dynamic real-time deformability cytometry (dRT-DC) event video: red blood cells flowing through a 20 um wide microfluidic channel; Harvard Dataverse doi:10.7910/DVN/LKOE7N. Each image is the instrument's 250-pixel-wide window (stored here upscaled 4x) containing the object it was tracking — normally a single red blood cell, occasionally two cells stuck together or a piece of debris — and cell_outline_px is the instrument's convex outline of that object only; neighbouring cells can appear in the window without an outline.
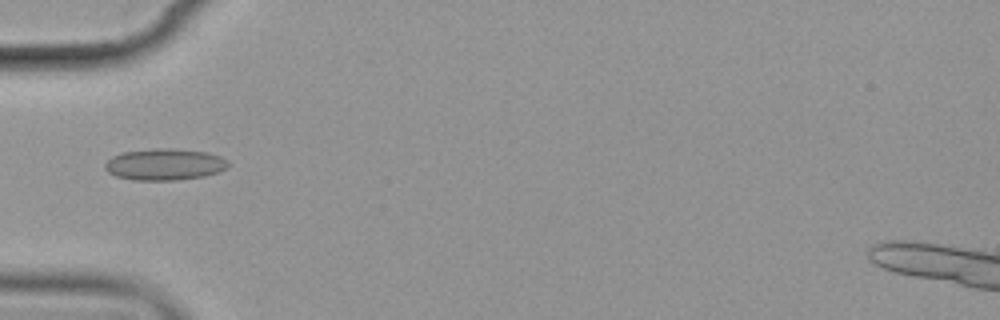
{"species": "common noctule bat (a hibernating species)", "species_latin": "Nyctalus noctula", "temperature_condition": "cold", "stored_images_in_passage": 12, "camera_frame_rate_fps": 3000, "um_per_image_px": 0.085, "animal": {"sex": "female", "body_mass_g": 19.9}, "frame": {"image": 1, "passage_image": 7, "time_ms": 7.667, "image_size_px": [1000, 320], "cell_outline_px": [[228, 164], [220, 172], [204, 176], [176, 180], [132, 180], [116, 176], [108, 172], [104, 168], [104, 164], [112, 156], [124, 152], [156, 148], [172, 148], [208, 152], [220, 156], [228, 160]], "centroid_in_image_um": [13.99, 13.97], "position_along_channel_um": 71.0, "area_um2": 22.72}}
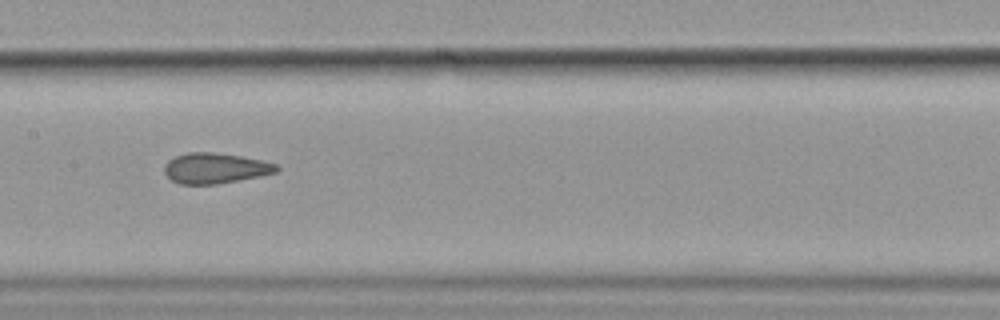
{"frame": {"image": 2, "passage_image": 10, "time_ms": 11.0, "image_size_px": [1000, 320], "cell_outline_px": [[280, 168], [276, 172], [260, 176], [216, 184], [180, 184], [172, 180], [164, 172], [164, 164], [168, 160], [176, 156], [188, 152], [212, 152], [240, 156], [260, 160], [276, 164]], "centroid_in_image_um": [18.27, 14.29], "position_along_channel_um": 189.1, "area_um2": 19.77}}
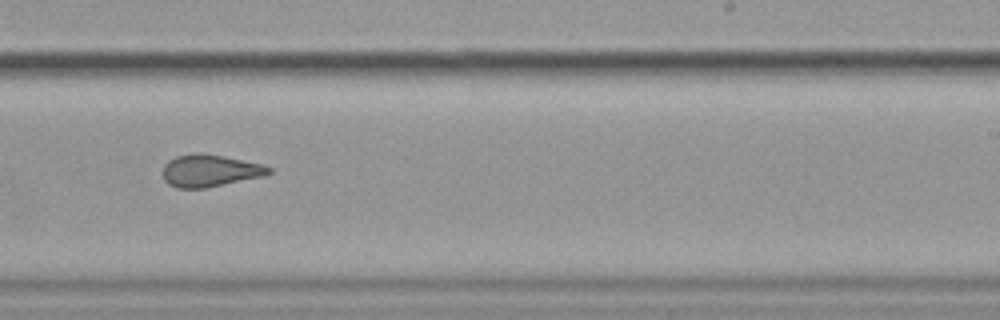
{"frame": {"image": 3, "passage_image": 12, "time_ms": 13.333, "image_size_px": [1000, 320], "cell_outline_px": [[272, 172], [264, 176], [208, 188], [176, 188], [168, 184], [164, 180], [164, 164], [168, 160], [176, 156], [192, 152], [200, 152], [224, 156], [260, 164], [272, 168]], "centroid_in_image_um": [17.82, 14.5], "position_along_channel_um": 271.2, "area_um2": 20.06}}